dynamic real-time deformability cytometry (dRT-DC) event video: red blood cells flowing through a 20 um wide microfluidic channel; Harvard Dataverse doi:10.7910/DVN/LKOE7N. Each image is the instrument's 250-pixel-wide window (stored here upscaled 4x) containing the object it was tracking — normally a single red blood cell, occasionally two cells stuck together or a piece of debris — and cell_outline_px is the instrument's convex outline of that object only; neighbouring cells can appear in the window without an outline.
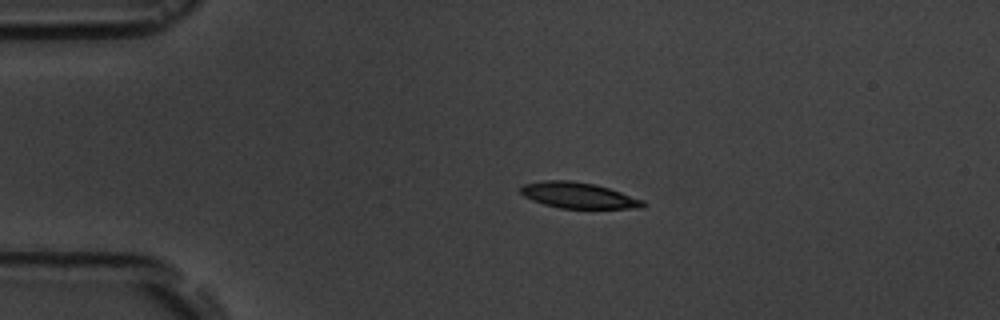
{"species": "common noctule bat (a hibernating species)", "species_latin": "Nyctalus noctula", "temperature_condition": "room temperature", "stored_images_in_passage": 2, "camera_frame_rate_fps": 3000, "um_per_image_px": 0.085, "animal": {"sex": "male", "body_mass_g": 19.5, "forearm_length_mm": 54.6}, "frame": {"image": 1, "passage_image": 1, "time_ms": 0.0, "image_size_px": [1000, 320], "cell_outline_px": [[648, 204], [644, 208], [560, 208], [544, 204], [532, 200], [524, 196], [520, 192], [520, 188], [524, 184], [544, 180], [568, 180], [596, 184], [644, 200]], "centroid_in_image_um": [49.18, 16.6], "position_along_channel_um": 35.8, "area_um2": 18.44}}